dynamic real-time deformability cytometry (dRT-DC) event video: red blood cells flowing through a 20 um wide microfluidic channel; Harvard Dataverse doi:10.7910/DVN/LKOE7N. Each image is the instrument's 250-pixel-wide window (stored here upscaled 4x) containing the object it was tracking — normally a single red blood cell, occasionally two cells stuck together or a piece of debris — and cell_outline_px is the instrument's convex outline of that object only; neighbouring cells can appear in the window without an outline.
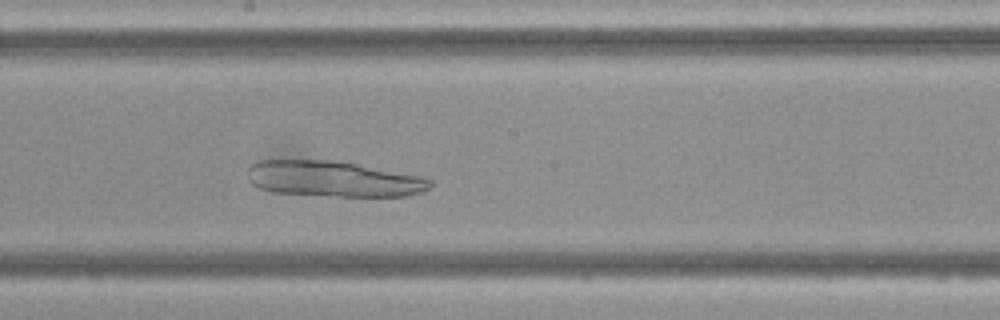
{"species": "Egyptian fruit bat (a non-hibernating species)", "species_latin": "Rousettus aegyptiacus", "temperature_condition": "cold", "stored_images_in_passage": 43, "camera_frame_rate_fps": 3000, "um_per_image_px": 0.085, "frame": {"image": 1, "passage_image": 19, "time_ms": 6.0, "image_size_px": [1000, 320], "cell_outline_px": [[432, 184], [424, 192], [408, 196], [340, 196], [272, 192], [260, 188], [252, 184], [248, 180], [248, 168], [256, 160], [332, 160], [356, 164], [420, 176], [432, 180]], "centroid_in_image_um": [28.32, 15.21], "position_along_channel_um": 219.9, "area_um2": 37.92}}